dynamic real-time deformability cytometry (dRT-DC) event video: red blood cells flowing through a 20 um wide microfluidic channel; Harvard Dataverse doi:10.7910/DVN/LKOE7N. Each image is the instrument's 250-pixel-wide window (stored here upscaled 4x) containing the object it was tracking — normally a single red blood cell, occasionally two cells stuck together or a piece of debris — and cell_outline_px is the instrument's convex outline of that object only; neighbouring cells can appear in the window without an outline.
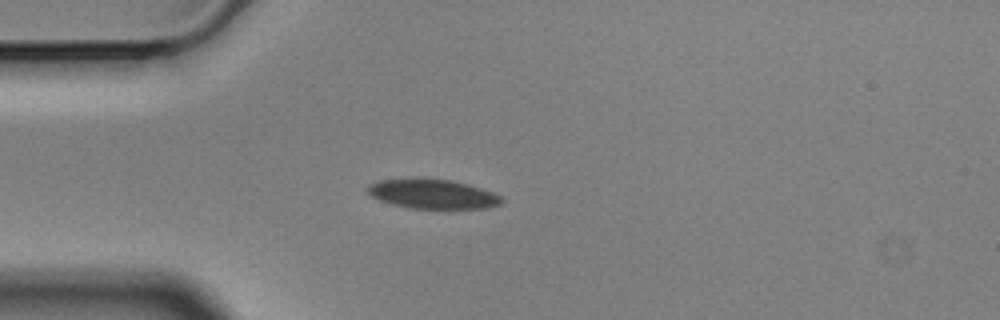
{"species": "Egyptian fruit bat (a non-hibernating species)", "species_latin": "Rousettus aegyptiacus", "temperature_condition": "cold", "stored_images_in_passage": 4, "camera_frame_rate_fps": 3000, "um_per_image_px": 0.085, "animal": {"sex": "male"}, "frame": {"image": 1, "passage_image": 4, "time_ms": 1.0, "image_size_px": [1000, 320], "cell_outline_px": [[504, 200], [500, 204], [484, 208], [408, 208], [392, 204], [380, 200], [372, 196], [368, 192], [368, 184], [380, 180], [416, 176], [452, 180], [468, 184], [492, 192], [500, 196]], "centroid_in_image_um": [36.73, 16.45], "position_along_channel_um": 48.3, "area_um2": 23.29}}